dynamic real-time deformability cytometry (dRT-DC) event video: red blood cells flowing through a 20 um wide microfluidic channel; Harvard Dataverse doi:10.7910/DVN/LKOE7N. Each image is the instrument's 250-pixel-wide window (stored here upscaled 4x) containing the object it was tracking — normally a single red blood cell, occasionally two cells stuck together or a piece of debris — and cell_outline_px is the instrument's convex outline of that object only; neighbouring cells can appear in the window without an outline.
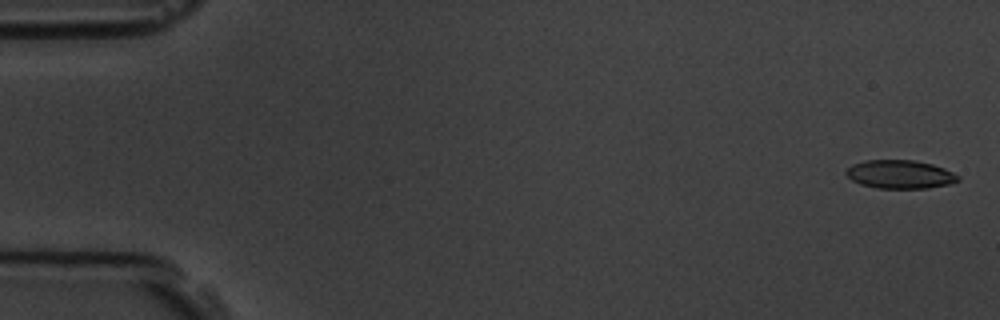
{"species": "common noctule bat (a hibernating species)", "species_latin": "Nyctalus noctula", "temperature_condition": "room temperature", "stored_images_in_passage": 5, "camera_frame_rate_fps": 3000, "um_per_image_px": 0.085, "animal": {"sex": "male", "body_mass_g": 19.5, "forearm_length_mm": 54.6}, "frame": {"image": 1, "passage_image": 1, "time_ms": 0.0, "image_size_px": [1000, 320], "cell_outline_px": [[960, 180], [948, 184], [928, 188], [876, 188], [860, 184], [852, 180], [844, 172], [852, 164], [864, 160], [916, 160], [932, 164], [944, 168], [960, 176]], "centroid_in_image_um": [76.49, 14.81], "position_along_channel_um": 8.5, "area_um2": 18.61}}
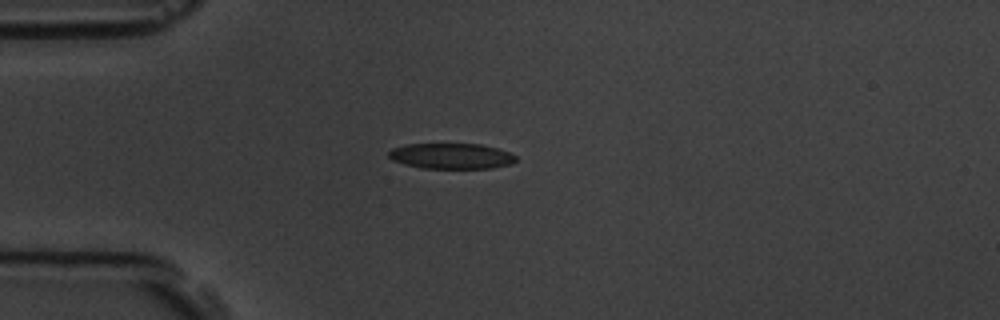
{"frame": {"image": 2, "passage_image": 5, "time_ms": 4.333, "image_size_px": [1000, 320], "cell_outline_px": [[516, 160], [512, 164], [492, 168], [424, 168], [404, 164], [392, 160], [388, 156], [388, 152], [392, 148], [404, 144], [480, 144], [496, 148], [508, 152], [516, 156]], "centroid_in_image_um": [38.34, 13.26], "position_along_channel_um": 46.7, "area_um2": 18.96}}